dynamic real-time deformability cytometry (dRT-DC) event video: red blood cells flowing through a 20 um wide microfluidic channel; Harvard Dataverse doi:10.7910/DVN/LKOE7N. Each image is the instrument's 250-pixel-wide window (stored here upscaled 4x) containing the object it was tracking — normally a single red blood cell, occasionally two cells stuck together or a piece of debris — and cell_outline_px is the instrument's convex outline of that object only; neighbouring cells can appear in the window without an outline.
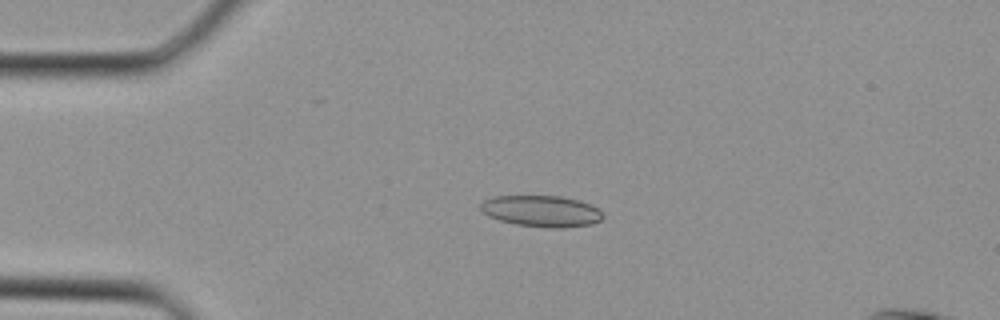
{"species": "Egyptian fruit bat (a non-hibernating species)", "species_latin": "Rousettus aegyptiacus", "temperature_condition": "cold", "stored_images_in_passage": 36, "camera_frame_rate_fps": 3000, "um_per_image_px": 0.085, "animal": {"sex": "female"}, "frame": {"image": 1, "passage_image": 8, "time_ms": 2.333, "image_size_px": [1000, 320], "cell_outline_px": [[604, 216], [600, 220], [592, 224], [564, 228], [548, 228], [516, 224], [500, 220], [488, 216], [480, 208], [480, 204], [484, 200], [496, 196], [560, 196], [592, 204], [604, 212]], "centroid_in_image_um": [46.07, 17.95], "position_along_channel_um": 38.9, "area_um2": 22.37}}
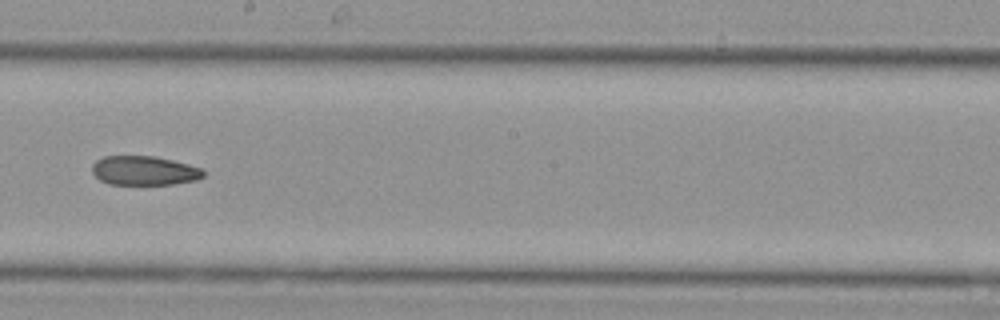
{"frame": {"image": 2, "passage_image": 20, "time_ms": 6.333, "image_size_px": [1000, 320], "cell_outline_px": [[204, 176], [196, 180], [172, 184], [108, 184], [100, 180], [92, 172], [92, 164], [96, 160], [104, 156], [156, 156], [188, 164], [200, 168], [204, 172]], "centroid_in_image_um": [12.24, 14.5], "position_along_channel_um": 236.0, "area_um2": 18.9}}
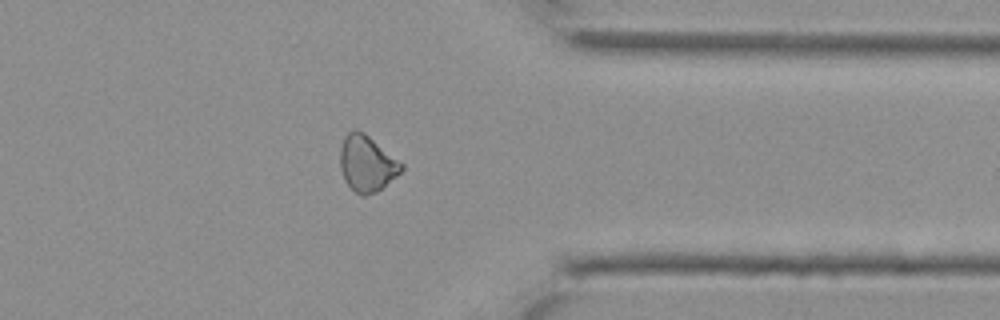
{"frame": {"image": 3, "passage_image": 28, "time_ms": 9.0, "image_size_px": [1000, 320], "cell_outline_px": [[404, 168], [396, 176], [376, 192], [364, 196], [360, 196], [344, 180], [340, 168], [340, 148], [344, 136], [348, 132], [356, 128], [364, 132], [404, 164]], "centroid_in_image_um": [31.17, 13.88], "position_along_channel_um": 380.2, "area_um2": 20.0}}